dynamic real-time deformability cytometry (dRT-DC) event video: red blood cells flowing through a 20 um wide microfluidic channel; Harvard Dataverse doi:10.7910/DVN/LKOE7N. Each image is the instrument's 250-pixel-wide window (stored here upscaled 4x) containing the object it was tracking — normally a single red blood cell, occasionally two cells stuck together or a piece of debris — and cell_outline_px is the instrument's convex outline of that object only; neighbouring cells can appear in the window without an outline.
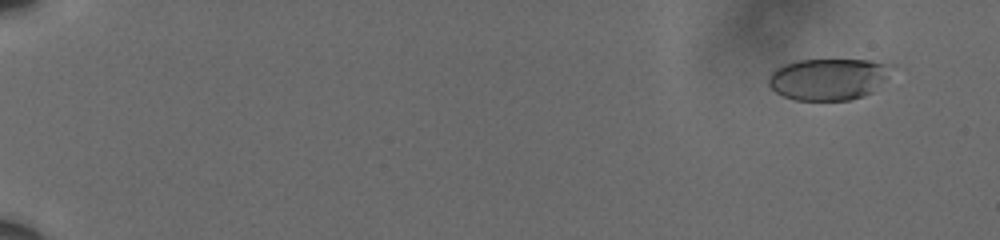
{"species": "human", "species_latin": "Homo sapiens", "temperature_condition": "cold", "stored_images_in_passage": 61, "camera_frame_rate_fps": 3000, "um_per_image_px": 0.085, "donor": {"sex": "male"}, "frame": {"image": 1, "passage_image": 5, "time_ms": 1.333, "image_size_px": [1000, 240], "cell_outline_px": [[896, 68], [872, 92], [864, 96], [848, 100], [796, 100], [784, 96], [776, 92], [768, 84], [768, 76], [776, 68], [784, 64], [796, 60], [868, 60], [896, 64]], "centroid_in_image_um": [70.45, 6.71], "position_along_channel_um": 14.5, "area_um2": 30.11}}
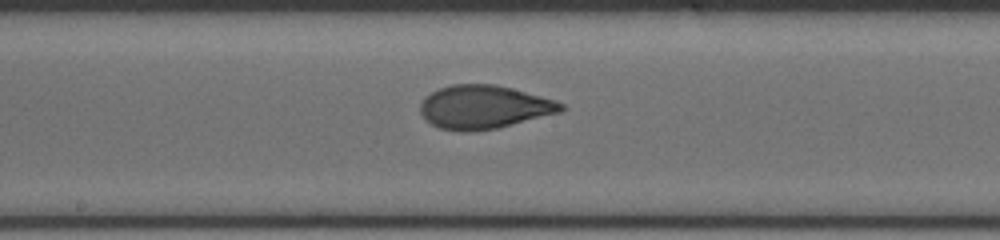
{"frame": {"image": 2, "passage_image": 36, "time_ms": 11.667, "image_size_px": [1000, 240], "cell_outline_px": [[564, 108], [560, 112], [496, 128], [468, 132], [460, 132], [440, 128], [424, 120], [420, 112], [420, 104], [424, 96], [440, 88], [452, 84], [492, 84], [512, 88], [556, 100], [564, 104]], "centroid_in_image_um": [41.09, 9.1], "position_along_channel_um": 207.1, "area_um2": 35.6}}
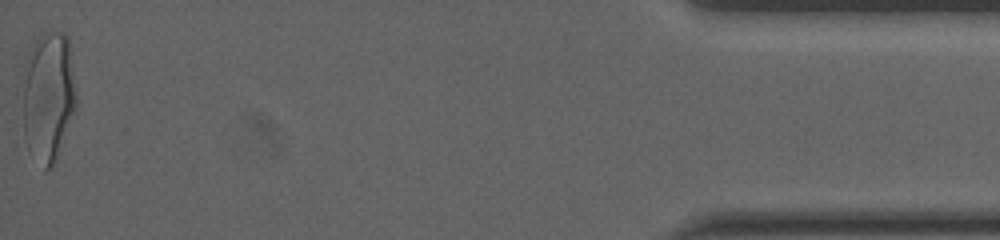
{"frame": {"image": 3, "passage_image": 61, "time_ms": 20.0, "image_size_px": [1000, 240], "cell_outline_px": [[76, 108], [56, 164], [44, 172], [28, 152], [24, 140], [24, 64], [28, 52], [36, 40], [44, 32], [64, 32], [68, 36], [76, 92]], "centroid_in_image_um": [4.11, 8.29], "position_along_channel_um": 431.1, "area_um2": 41.44}, "authors_computed_cell_mechanics": {"area_um2": 34.8534, "velocity_mm_per_s": 3.6241, "shape_relaxation_time_tau1_ms": 6.6384, "shape_relaxation_time_tau2_ms": 0.9433, "deformation_change_tau1": 0.2061, "deformation_change_tau2": 0.0706}}